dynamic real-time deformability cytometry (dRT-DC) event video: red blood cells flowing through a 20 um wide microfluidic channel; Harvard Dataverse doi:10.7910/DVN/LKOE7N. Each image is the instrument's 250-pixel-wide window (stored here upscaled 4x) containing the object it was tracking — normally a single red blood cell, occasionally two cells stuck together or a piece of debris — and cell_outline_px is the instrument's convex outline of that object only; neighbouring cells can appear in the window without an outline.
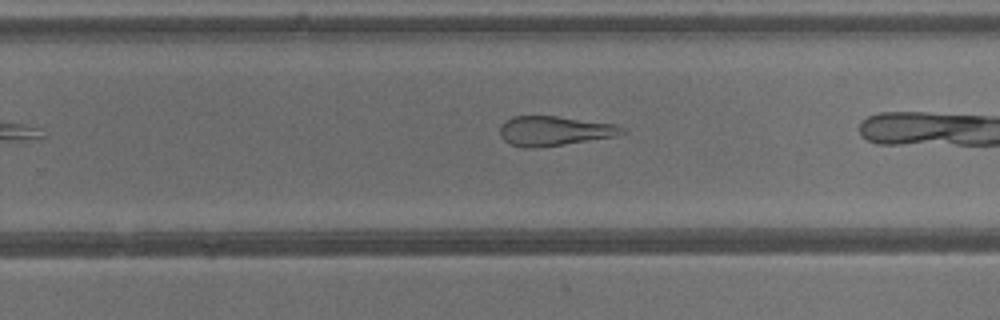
{"species": "common noctule bat (a hibernating species)", "species_latin": "Nyctalus noctula", "temperature_condition": "warm", "stored_images_in_passage": 16, "camera_frame_rate_fps": 3000, "um_per_image_px": 0.085, "animal": {"sex": "male", "body_mass_g": 13.3}, "frame": {"image": 1, "passage_image": 12, "time_ms": 3.667, "image_size_px": [1000, 320], "cell_outline_px": [[628, 132], [612, 136], [564, 144], [532, 148], [528, 148], [512, 144], [504, 140], [500, 136], [500, 124], [504, 120], [512, 116], [556, 116], [616, 124], [624, 128]], "centroid_in_image_um": [47.08, 11.11], "position_along_channel_um": 282.7, "area_um2": 20.87}}